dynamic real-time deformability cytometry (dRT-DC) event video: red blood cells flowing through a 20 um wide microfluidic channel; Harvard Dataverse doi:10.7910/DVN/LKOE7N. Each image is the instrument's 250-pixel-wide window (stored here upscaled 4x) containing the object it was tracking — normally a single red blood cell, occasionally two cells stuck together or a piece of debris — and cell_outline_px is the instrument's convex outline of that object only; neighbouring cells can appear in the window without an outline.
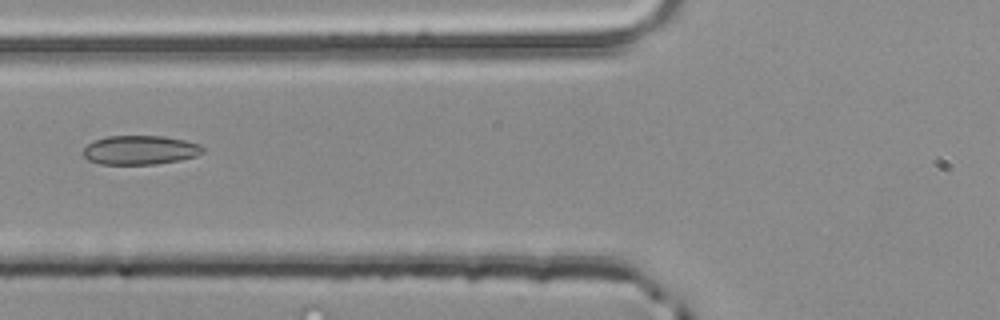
{"species": "common noctule bat (a hibernating species)", "species_latin": "Nyctalus noctula", "temperature_condition": "room temperature", "stored_images_in_passage": 2, "camera_frame_rate_fps": 3000, "um_per_image_px": 0.085, "animal": {"sex": "male", "body_mass_g": 20.4}, "frame": {"image": 1, "passage_image": 2, "time_ms": 0.333, "image_size_px": [1000, 320], "cell_outline_px": [[204, 152], [196, 156], [180, 160], [156, 164], [100, 164], [88, 160], [84, 156], [84, 148], [92, 140], [108, 136], [164, 136], [184, 140], [200, 144], [204, 148]], "centroid_in_image_um": [11.92, 12.75], "position_along_channel_um": 113.9, "area_um2": 20.35}}